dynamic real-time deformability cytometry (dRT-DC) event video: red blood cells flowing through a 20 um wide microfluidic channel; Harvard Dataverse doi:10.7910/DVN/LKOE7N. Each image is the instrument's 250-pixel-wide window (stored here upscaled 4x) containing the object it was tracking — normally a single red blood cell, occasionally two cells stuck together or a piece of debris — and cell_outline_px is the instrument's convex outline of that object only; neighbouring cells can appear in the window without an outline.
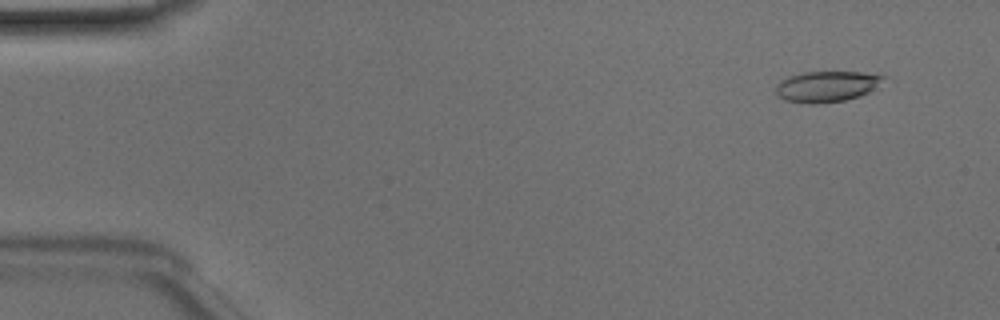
{"species": "Egyptian fruit bat (a non-hibernating species)", "species_latin": "Rousettus aegyptiacus", "temperature_condition": "room temperature", "stored_images_in_passage": 49, "camera_frame_rate_fps": 3000, "um_per_image_px": 0.085, "animal": {"sex": "male"}, "frame": {"image": 1, "passage_image": 4, "time_ms": 1.0, "image_size_px": [1000, 320], "cell_outline_px": [[884, 76], [868, 92], [860, 96], [844, 100], [816, 104], [808, 104], [784, 100], [776, 96], [776, 84], [788, 76], [804, 72], [860, 72]], "centroid_in_image_um": [70.15, 7.36], "position_along_channel_um": 14.8, "area_um2": 19.02}}
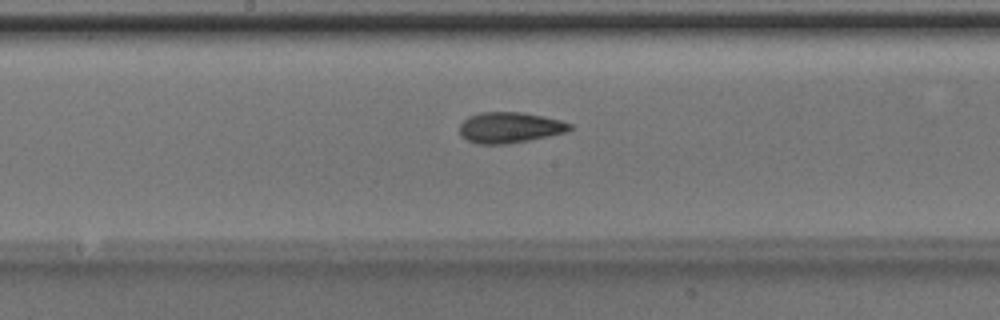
{"frame": {"image": 2, "passage_image": 26, "time_ms": 8.333, "image_size_px": [1000, 320], "cell_outline_px": [[572, 128], [564, 132], [548, 136], [528, 140], [504, 144], [480, 144], [468, 140], [460, 136], [460, 124], [468, 116], [480, 112], [524, 112], [560, 120], [572, 124]], "centroid_in_image_um": [43.3, 10.83], "position_along_channel_um": 204.9, "area_um2": 19.65}}
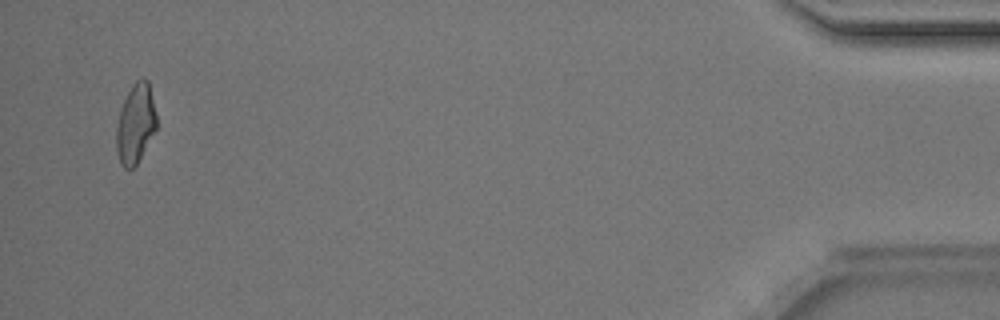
{"frame": {"image": 3, "passage_image": 48, "time_ms": 15.667, "image_size_px": [1000, 320], "cell_outline_px": [[156, 128], [136, 164], [132, 168], [124, 168], [120, 164], [116, 148], [116, 128], [120, 112], [124, 100], [132, 84], [136, 80], [148, 80], [156, 112]], "centroid_in_image_um": [11.51, 10.52], "position_along_channel_um": 423.7, "area_um2": 18.21}, "authors_computed_cell_mechanics": {"area_um2": 19.1896, "velocity_mm_per_s": 4.1096, "shape_relaxation_time_tau1_ms": 5.649, "shape_relaxation_time_tau2_ms": 1.9481, "deformation_change_tau1": 0.1542, "deformation_change_tau2": 0.0966}}